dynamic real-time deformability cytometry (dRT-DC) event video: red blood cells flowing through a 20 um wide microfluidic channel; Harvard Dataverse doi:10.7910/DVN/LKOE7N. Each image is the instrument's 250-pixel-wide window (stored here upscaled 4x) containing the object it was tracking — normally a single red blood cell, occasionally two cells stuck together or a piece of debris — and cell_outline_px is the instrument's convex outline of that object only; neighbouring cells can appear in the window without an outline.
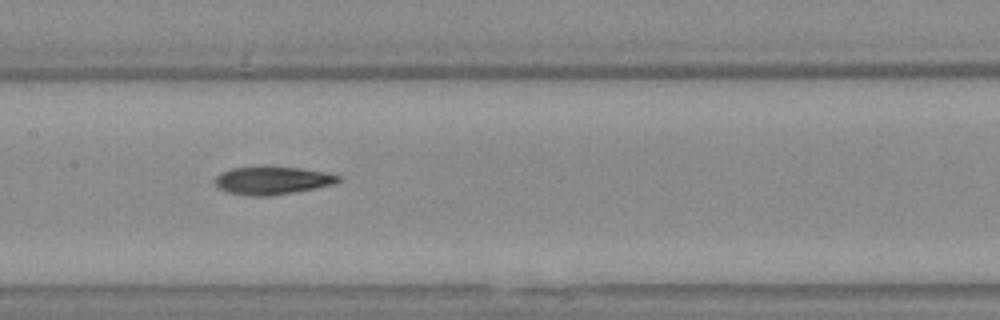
{"species": "Egyptian fruit bat (a non-hibernating species)", "species_latin": "Rousettus aegyptiacus", "temperature_condition": "warm", "stored_images_in_passage": 36, "camera_frame_rate_fps": 3000, "um_per_image_px": 0.085, "animal": {"sex": "female"}, "frame": {"image": 1, "passage_image": 11, "time_ms": 3.333, "image_size_px": [1000, 320], "cell_outline_px": [[344, 180], [332, 184], [316, 188], [268, 196], [252, 196], [228, 192], [220, 188], [216, 184], [216, 176], [220, 172], [232, 168], [264, 164], [300, 168], [324, 172], [340, 176]], "centroid_in_image_um": [23.14, 15.3], "position_along_channel_um": 184.3, "area_um2": 20.46}}
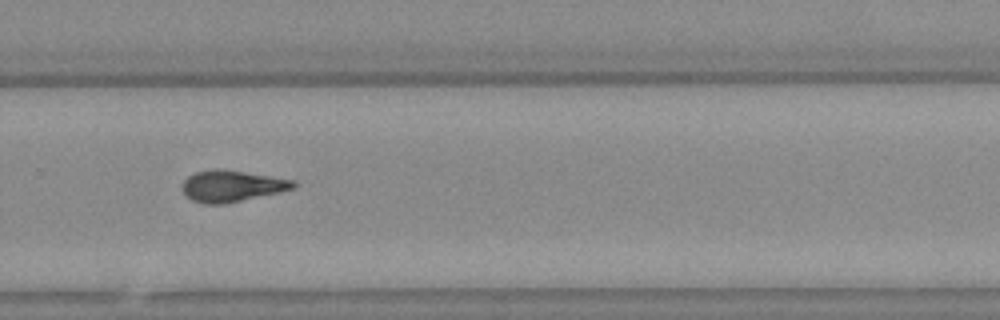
{"frame": {"image": 2, "passage_image": 21, "time_ms": 6.667, "image_size_px": [1000, 320], "cell_outline_px": [[296, 188], [280, 192], [224, 204], [204, 204], [192, 200], [184, 192], [180, 184], [188, 176], [196, 172], [212, 168], [220, 168], [296, 180]], "centroid_in_image_um": [19.7, 15.8], "position_along_channel_um": 310.1, "area_um2": 20.46}, "authors_computed_cell_mechanics": {"area_um2": 19.9988, "velocity_mm_per_s": 3.7967, "shape_relaxation_time_tau1_ms": 8.4293, "shape_relaxation_time_tau2_ms": 4.7334, "deformation_change_tau1": 0.2336, "deformation_change_tau2": 0.1494}}